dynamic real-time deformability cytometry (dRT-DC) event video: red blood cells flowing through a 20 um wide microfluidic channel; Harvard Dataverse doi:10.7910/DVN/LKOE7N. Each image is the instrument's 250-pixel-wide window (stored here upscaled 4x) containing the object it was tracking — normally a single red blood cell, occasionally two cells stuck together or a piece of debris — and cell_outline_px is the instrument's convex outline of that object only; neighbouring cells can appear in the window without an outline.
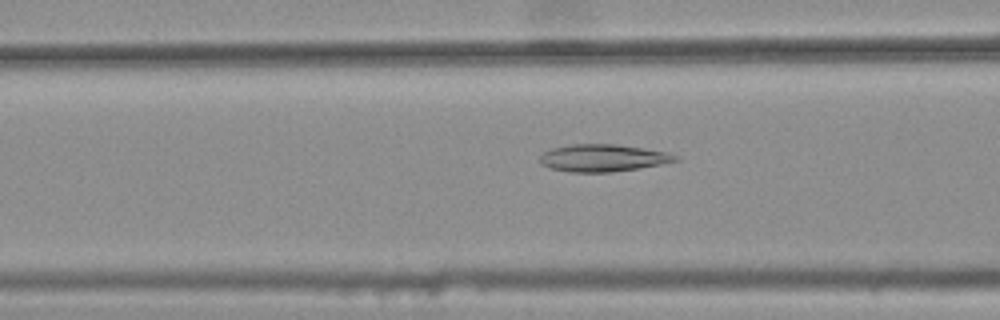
{"species": "common noctule bat (a hibernating species)", "species_latin": "Nyctalus noctula", "temperature_condition": "warm", "stored_images_in_passage": 45, "camera_frame_rate_fps": 3000, "um_per_image_px": 0.085, "animal": {"sex": "female", "body_mass_g": 25.1}, "frame": {"image": 1, "passage_image": 18, "time_ms": 5.667, "image_size_px": [1000, 320], "cell_outline_px": [[680, 160], [660, 164], [612, 172], [568, 172], [548, 168], [540, 164], [540, 156], [544, 152], [552, 148], [572, 144], [616, 144], [644, 148], [668, 152], [680, 156]], "centroid_in_image_um": [51.24, 13.42], "position_along_channel_um": 115.4, "area_um2": 21.62}}
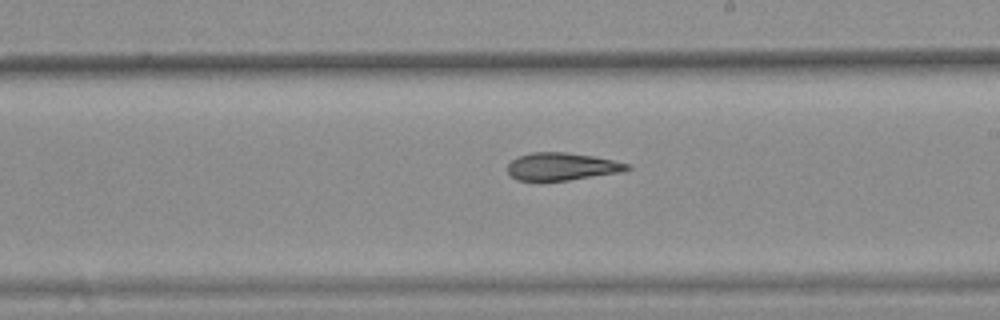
{"frame": {"image": 2, "passage_image": 28, "time_ms": 9.0, "image_size_px": [1000, 320], "cell_outline_px": [[632, 168], [624, 172], [568, 180], [516, 180], [508, 172], [508, 164], [516, 156], [532, 152], [564, 152], [596, 156], [632, 164]], "centroid_in_image_um": [47.82, 14.14], "position_along_channel_um": 241.2, "area_um2": 19.42}}
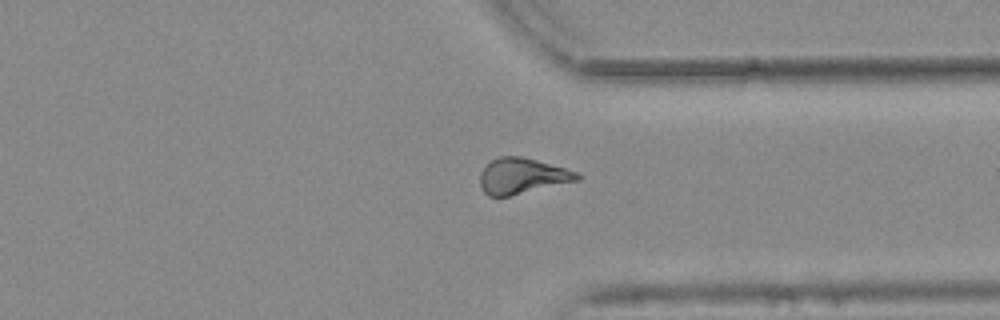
{"frame": {"image": 3, "passage_image": 38, "time_ms": 12.333, "image_size_px": [1000, 320], "cell_outline_px": [[580, 180], [508, 196], [488, 196], [484, 192], [480, 184], [480, 172], [492, 160], [500, 156], [520, 156], [536, 160], [564, 168], [576, 172], [580, 176]], "centroid_in_image_um": [44.36, 14.96], "position_along_channel_um": 367.0, "area_um2": 19.88}, "authors_computed_cell_mechanics": {"area_um2": 20.3456, "velocity_mm_per_s": 3.7804, "shape_relaxation_time_tau1_ms": null, "shape_relaxation_time_tau2_ms": 6.6945, "deformation_change_tau1": null, "deformation_change_tau2": 0.1693}}